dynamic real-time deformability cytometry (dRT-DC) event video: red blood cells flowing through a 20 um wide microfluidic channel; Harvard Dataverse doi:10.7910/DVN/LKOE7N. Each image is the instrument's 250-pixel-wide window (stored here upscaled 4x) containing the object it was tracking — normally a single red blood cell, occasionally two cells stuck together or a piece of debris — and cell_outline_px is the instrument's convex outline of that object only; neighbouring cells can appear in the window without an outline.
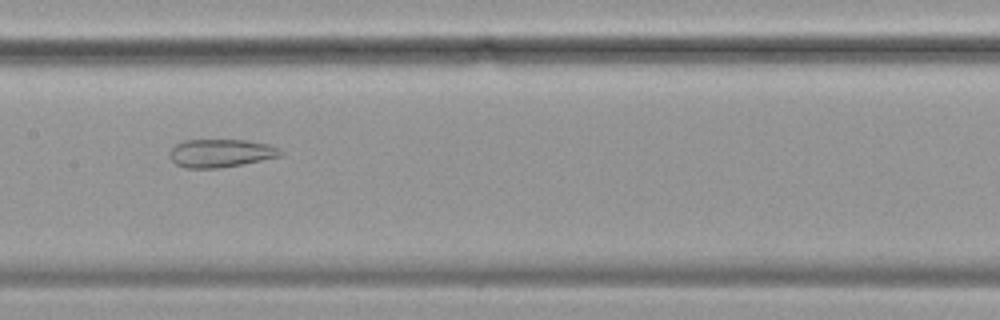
{"species": "common noctule bat (a hibernating species)", "species_latin": "Nyctalus noctula", "temperature_condition": "cold", "stored_images_in_passage": 57, "camera_frame_rate_fps": 3000, "um_per_image_px": 0.085, "animal": {"sex": "female", "body_mass_g": 19.9}, "frame": {"image": 1, "passage_image": 28, "time_ms": 9.0, "image_size_px": [1000, 320], "cell_outline_px": [[284, 152], [280, 156], [220, 168], [184, 168], [176, 164], [172, 160], [168, 152], [176, 144], [184, 140], [244, 140], [268, 144]], "centroid_in_image_um": [18.71, 13.02], "position_along_channel_um": 188.7, "area_um2": 17.98}}
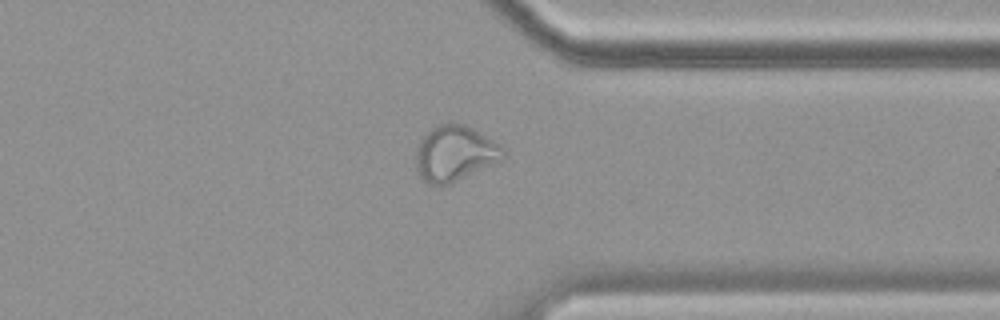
{"frame": {"image": 2, "passage_image": 44, "time_ms": 14.333, "image_size_px": [1000, 320], "cell_outline_px": [[504, 156], [500, 160], [440, 188], [428, 184], [420, 176], [416, 168], [416, 148], [420, 140], [432, 128], [440, 124], [452, 120], [464, 124], [472, 128], [500, 144], [504, 148]], "centroid_in_image_um": [38.62, 13.03], "position_along_channel_um": 372.8, "area_um2": 28.26}}
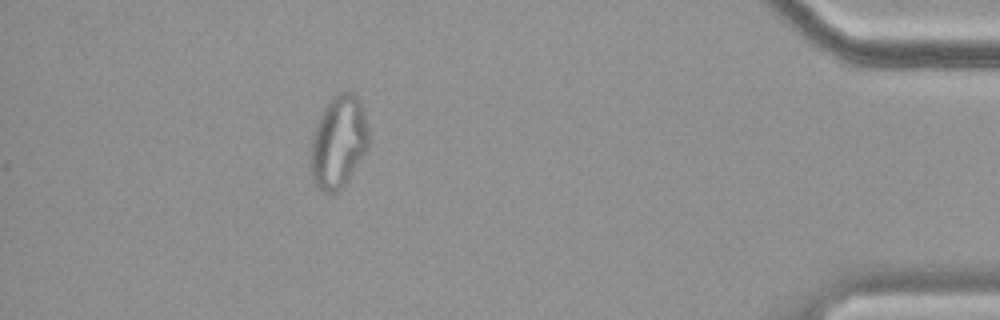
{"frame": {"image": 3, "passage_image": 51, "time_ms": 16.667, "image_size_px": [1000, 320], "cell_outline_px": [[368, 148], [344, 184], [336, 192], [324, 192], [316, 188], [312, 180], [312, 136], [316, 124], [328, 100], [332, 96], [340, 92], [352, 92], [360, 100], [364, 108], [368, 124]], "centroid_in_image_um": [28.78, 12.02], "position_along_channel_um": 406.4, "area_um2": 30.98}, "authors_computed_cell_mechanics": {"area_um2": 28.6688, "velocity_mm_per_s": 3.4996, "shape_relaxation_time_tau1_ms": null, "shape_relaxation_time_tau2_ms": 2.1095, "deformation_change_tau1": null, "deformation_change_tau2": 0.1007}}